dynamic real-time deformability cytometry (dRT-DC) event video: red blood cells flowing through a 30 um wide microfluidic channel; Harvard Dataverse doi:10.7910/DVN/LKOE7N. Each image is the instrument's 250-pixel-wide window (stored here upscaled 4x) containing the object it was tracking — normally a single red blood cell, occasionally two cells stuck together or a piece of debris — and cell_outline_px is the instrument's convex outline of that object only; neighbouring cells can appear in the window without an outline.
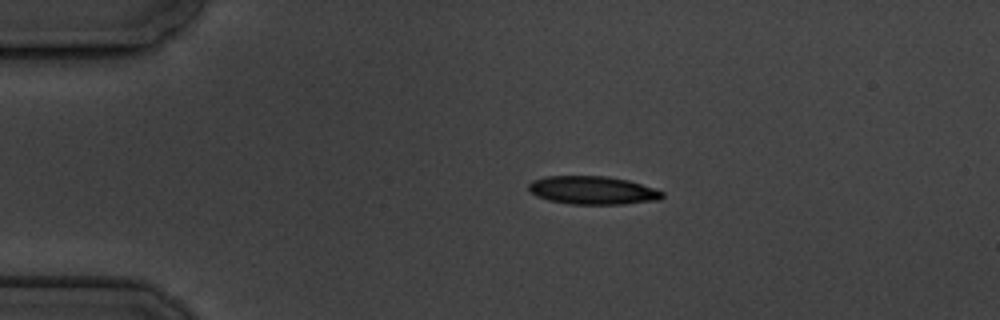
{"species": "common noctule bat (a hibernating species)", "species_latin": "Nyctalus noctula", "temperature_condition": "cold", "stored_images_in_passage": 9, "camera_frame_rate_fps": 3000, "um_per_image_px": 0.085, "animal": {"sex": "male", "body_mass_g": 19.5, "forearm_length_mm": 54.6}, "frame": {"image": 1, "passage_image": 1, "time_ms": 0.0, "image_size_px": [1000, 320], "cell_outline_px": [[664, 196], [660, 200], [624, 204], [572, 204], [548, 200], [536, 196], [528, 188], [528, 184], [532, 180], [544, 176], [604, 176], [628, 180], [656, 188], [664, 192]], "centroid_in_image_um": [50.4, 16.17], "position_along_channel_um": 34.6, "area_um2": 22.14}}
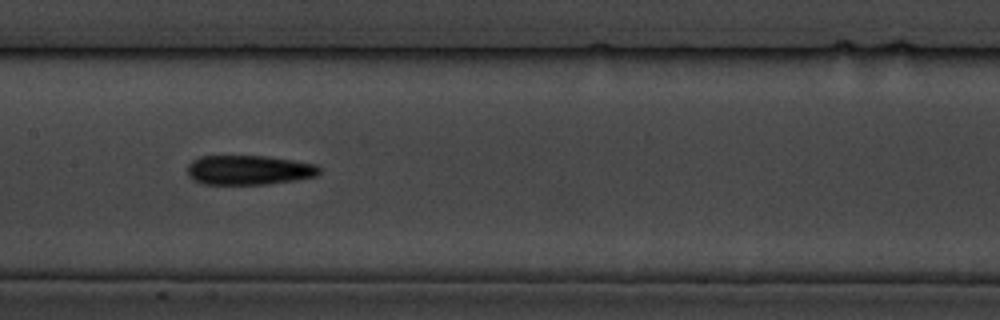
{"frame": {"image": 2, "passage_image": 6, "time_ms": 5.667, "image_size_px": [1000, 320], "cell_outline_px": [[320, 172], [316, 176], [268, 184], [200, 184], [192, 180], [188, 176], [188, 164], [192, 160], [200, 156], [268, 156], [316, 164], [320, 168]], "centroid_in_image_um": [21.11, 14.45], "position_along_channel_um": 186.3, "area_um2": 22.77}}
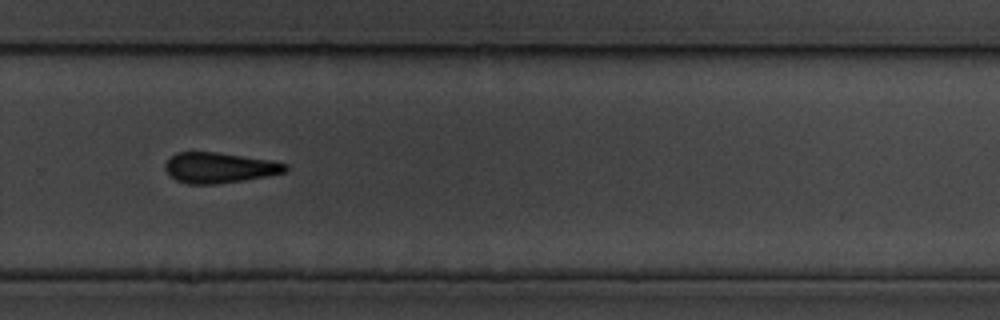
{"frame": {"image": 3, "passage_image": 9, "time_ms": 9.333, "image_size_px": [1000, 320], "cell_outline_px": [[288, 172], [268, 176], [244, 180], [216, 184], [188, 184], [176, 180], [164, 168], [164, 164], [176, 152], [216, 152], [272, 160], [288, 164]], "centroid_in_image_um": [18.69, 14.26], "position_along_channel_um": 311.1, "area_um2": 21.44}}